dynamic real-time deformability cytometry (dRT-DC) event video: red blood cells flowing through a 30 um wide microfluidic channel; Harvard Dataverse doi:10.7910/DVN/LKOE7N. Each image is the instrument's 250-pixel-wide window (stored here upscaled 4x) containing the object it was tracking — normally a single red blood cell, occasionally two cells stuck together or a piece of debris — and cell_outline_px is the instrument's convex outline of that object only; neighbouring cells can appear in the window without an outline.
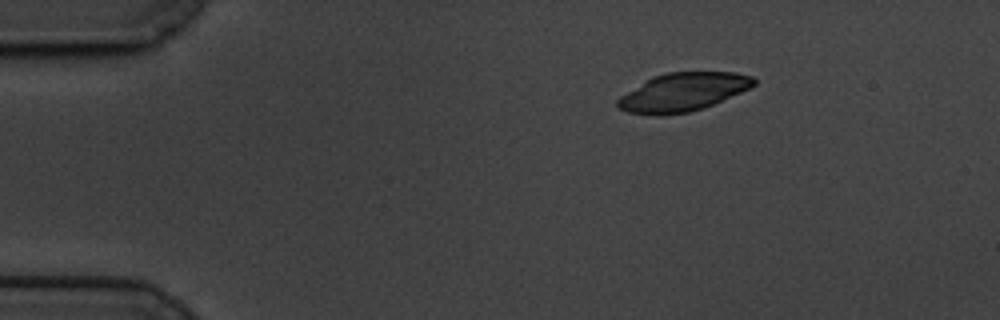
{"species": "common noctule bat (a hibernating species)", "species_latin": "Nyctalus noctula", "temperature_condition": "cold", "stored_images_in_passage": 51, "camera_frame_rate_fps": 3000, "um_per_image_px": 0.085, "animal": {"sex": "male", "body_mass_g": 19.5, "forearm_length_mm": 54.6}, "frame": {"image": 1, "passage_image": 1, "time_ms": 0.0, "image_size_px": [1000, 320], "cell_outline_px": [[756, 84], [740, 92], [704, 108], [688, 112], [660, 116], [656, 116], [628, 112], [620, 108], [616, 104], [616, 100], [620, 96], [652, 76], [668, 72], [736, 72], [752, 76], [756, 80]], "centroid_in_image_um": [58.03, 7.83], "position_along_channel_um": 27.0, "area_um2": 30.35}}